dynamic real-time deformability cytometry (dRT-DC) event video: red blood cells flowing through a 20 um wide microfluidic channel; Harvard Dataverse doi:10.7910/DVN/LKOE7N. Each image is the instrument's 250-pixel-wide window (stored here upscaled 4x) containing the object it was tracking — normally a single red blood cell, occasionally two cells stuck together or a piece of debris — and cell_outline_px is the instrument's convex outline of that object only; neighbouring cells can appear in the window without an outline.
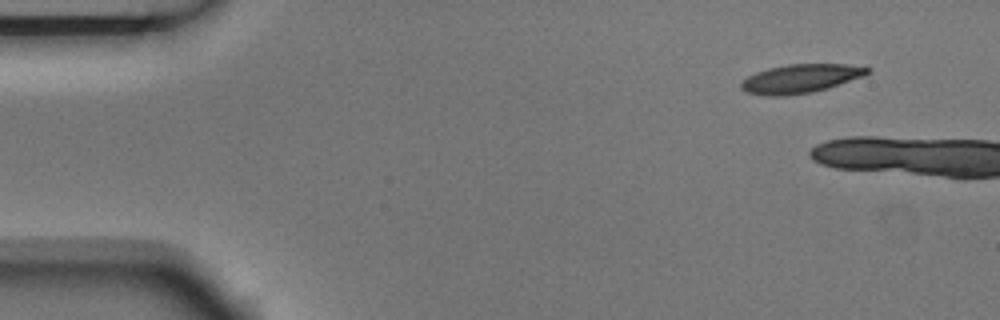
{"species": "Egyptian fruit bat (a non-hibernating species)", "species_latin": "Rousettus aegyptiacus", "temperature_condition": "room temperature", "stored_images_in_passage": 2, "camera_frame_rate_fps": 3000, "um_per_image_px": 0.085, "animal": {"sex": "male"}, "frame": {"image": 1, "passage_image": 1, "time_ms": 0.0, "image_size_px": [1000, 320], "cell_outline_px": [[872, 72], [864, 76], [812, 92], [784, 96], [768, 96], [748, 92], [740, 88], [740, 84], [748, 76], [756, 72], [768, 68], [788, 64], [844, 64], [872, 68]], "centroid_in_image_um": [68.05, 6.67], "position_along_channel_um": 16.9, "area_um2": 20.98}}